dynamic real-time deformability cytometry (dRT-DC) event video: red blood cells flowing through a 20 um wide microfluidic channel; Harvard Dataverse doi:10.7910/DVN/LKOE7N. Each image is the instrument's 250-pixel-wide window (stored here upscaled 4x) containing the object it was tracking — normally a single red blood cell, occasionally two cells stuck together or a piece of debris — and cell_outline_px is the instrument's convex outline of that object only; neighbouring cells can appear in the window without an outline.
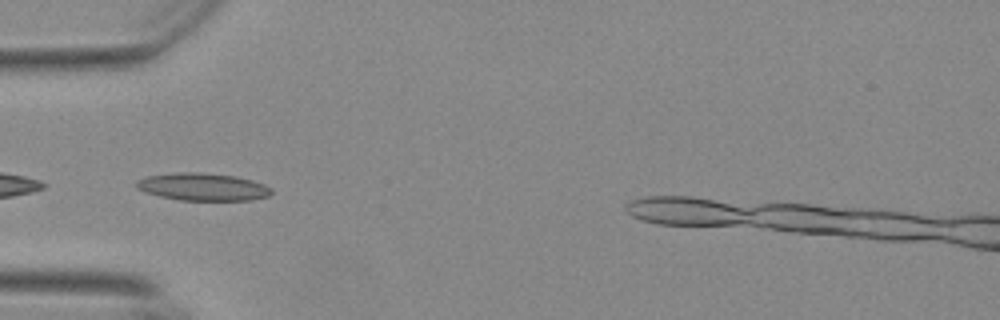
{"species": "Egyptian fruit bat (a non-hibernating species)", "species_latin": "Rousettus aegyptiacus", "temperature_condition": "warm", "stored_images_in_passage": 39, "camera_frame_rate_fps": 3000, "um_per_image_px": 0.085, "animal": {"sex": "female"}, "frame": {"image": 1, "passage_image": 1, "time_ms": 0.0, "image_size_px": [1000, 320], "cell_outline_px": [[272, 192], [268, 196], [252, 200], [180, 200], [160, 196], [144, 192], [136, 188], [136, 180], [148, 176], [180, 172], [196, 172], [236, 176], [252, 180], [264, 184], [272, 188]], "centroid_in_image_um": [17.24, 15.88], "position_along_channel_um": 67.8, "area_um2": 21.62}, "authors_computed_cell_mechanics": {"area_um2": 19.074, "velocity_mm_per_s": 3.6906, "shape_relaxation_time_tau1_ms": 7.4925, "shape_relaxation_time_tau2_ms": 2.4907, "deformation_change_tau1": 0.185, "deformation_change_tau2": 0.0793}}